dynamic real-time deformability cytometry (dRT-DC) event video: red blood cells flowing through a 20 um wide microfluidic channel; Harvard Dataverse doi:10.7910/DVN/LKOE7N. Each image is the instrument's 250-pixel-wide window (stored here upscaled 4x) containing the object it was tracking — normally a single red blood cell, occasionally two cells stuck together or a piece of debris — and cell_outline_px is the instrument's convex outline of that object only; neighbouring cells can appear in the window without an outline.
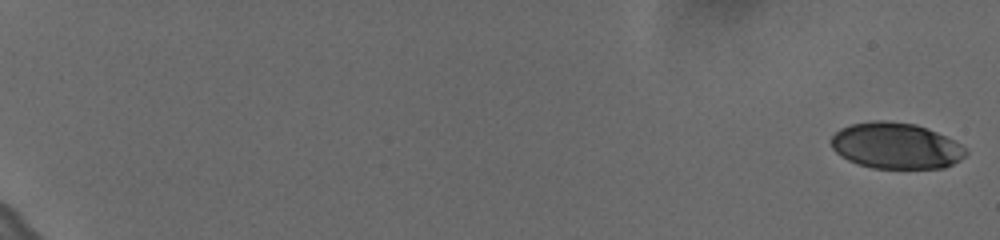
{"species": "human", "species_latin": "Homo sapiens", "temperature_condition": "cold", "stored_images_in_passage": 60, "camera_frame_rate_fps": 3000, "um_per_image_px": 0.085, "donor": {"sex": "female"}, "frame": {"image": 1, "passage_image": 1, "time_ms": 0.0, "image_size_px": [1000, 240], "cell_outline_px": [[968, 152], [960, 160], [944, 168], [872, 168], [848, 160], [840, 156], [832, 148], [832, 136], [840, 128], [852, 124], [872, 120], [884, 120], [916, 124], [928, 128], [960, 144]], "centroid_in_image_um": [76.14, 12.38], "position_along_channel_um": 8.9, "area_um2": 36.01}}
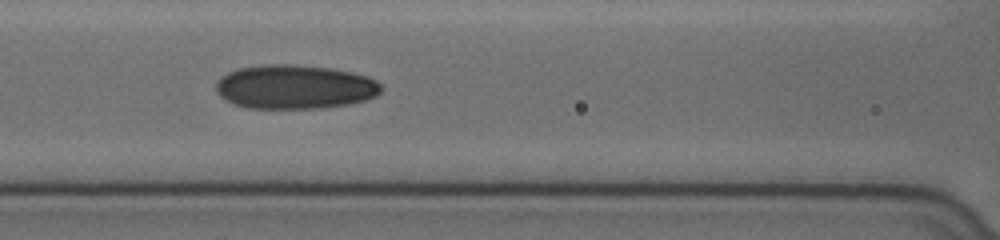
{"frame": {"image": 2, "passage_image": 31, "time_ms": 10.0, "image_size_px": [1000, 240], "cell_outline_px": [[380, 92], [376, 96], [364, 100], [348, 104], [320, 108], [248, 108], [236, 104], [220, 96], [216, 92], [216, 80], [220, 76], [228, 72], [240, 68], [268, 64], [288, 64], [328, 68], [352, 72], [376, 80], [380, 84]], "centroid_in_image_um": [25.02, 7.38], "position_along_channel_um": 141.6, "area_um2": 42.14}}
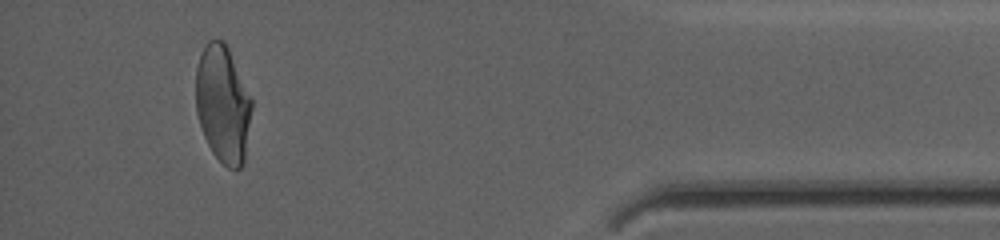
{"frame": {"image": 3, "passage_image": 57, "time_ms": 18.667, "image_size_px": [1000, 240], "cell_outline_px": [[252, 108], [244, 164], [240, 168], [228, 168], [212, 152], [204, 136], [196, 112], [196, 68], [200, 52], [204, 44], [208, 40], [224, 40], [252, 96]], "centroid_in_image_um": [18.95, 8.82], "position_along_channel_um": 416.3, "area_um2": 38.49}, "authors_computed_cell_mechanics": {"area_um2": 39.2173, "velocity_mm_per_s": 3.6319, "shape_relaxation_time_tau1_ms": 6.4131, "shape_relaxation_time_tau2_ms": 2.0782, "deformation_change_tau1": 0.1645, "deformation_change_tau2": 0.0776}}